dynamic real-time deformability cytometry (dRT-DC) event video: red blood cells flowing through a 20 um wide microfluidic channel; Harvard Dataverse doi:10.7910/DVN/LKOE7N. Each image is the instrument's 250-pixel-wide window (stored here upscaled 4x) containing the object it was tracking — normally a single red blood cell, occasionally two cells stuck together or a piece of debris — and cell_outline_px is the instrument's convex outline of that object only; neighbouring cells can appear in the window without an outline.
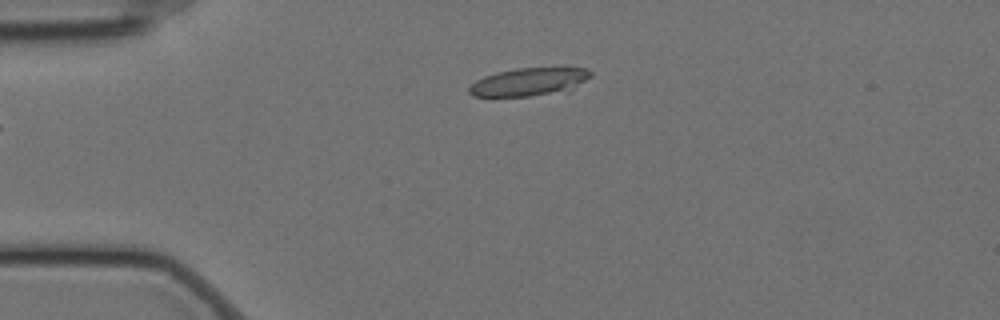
{"species": "Egyptian fruit bat (a non-hibernating species)", "species_latin": "Rousettus aegyptiacus", "temperature_condition": "cold", "stored_images_in_passage": 11, "camera_frame_rate_fps": 3000, "um_per_image_px": 0.085, "animal": {"sex": "female"}, "frame": {"image": 1, "passage_image": 1, "time_ms": 0.0, "image_size_px": [1000, 320], "cell_outline_px": [[592, 76], [568, 92], [528, 96], [472, 96], [468, 92], [468, 88], [476, 80], [484, 76], [496, 72], [516, 68], [564, 64], [588, 68], [592, 72]], "centroid_in_image_um": [45.11, 6.9], "position_along_channel_um": 39.9, "area_um2": 21.04}}
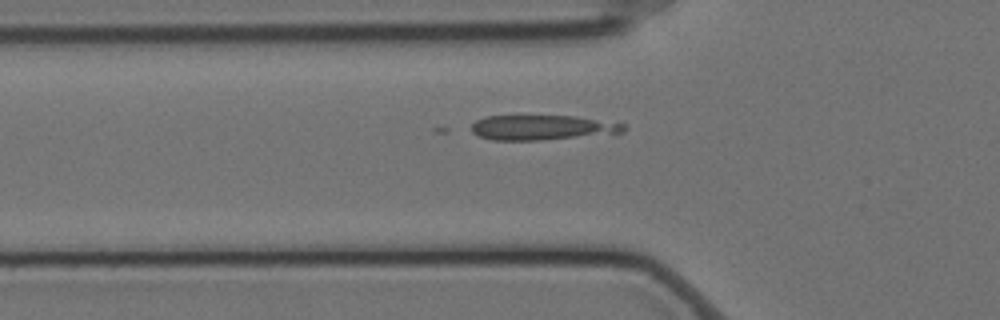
{"frame": {"image": 2, "passage_image": 7, "time_ms": 2.0, "image_size_px": [1000, 320], "cell_outline_px": [[628, 128], [624, 132], [616, 136], [540, 140], [492, 140], [476, 136], [472, 132], [472, 124], [476, 120], [488, 116], [576, 116], [628, 124]], "centroid_in_image_um": [46.28, 10.87], "position_along_channel_um": 79.5, "area_um2": 23.06}}